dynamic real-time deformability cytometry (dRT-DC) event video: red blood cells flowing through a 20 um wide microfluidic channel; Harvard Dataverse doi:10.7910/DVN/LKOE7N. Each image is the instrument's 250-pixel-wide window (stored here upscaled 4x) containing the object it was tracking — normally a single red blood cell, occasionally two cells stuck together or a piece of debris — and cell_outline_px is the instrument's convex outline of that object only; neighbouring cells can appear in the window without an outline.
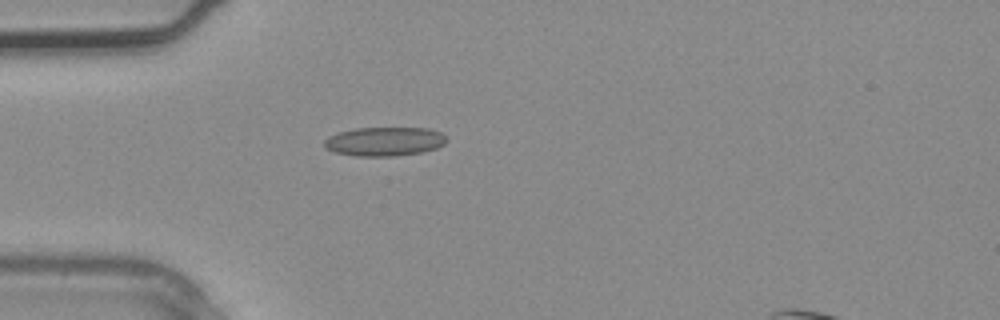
{"species": "common noctule bat (a hibernating species)", "species_latin": "Nyctalus noctula", "temperature_condition": "warm", "stored_images_in_passage": 2, "camera_frame_rate_fps": 3000, "um_per_image_px": 0.085, "animal": {"sex": "male", "body_mass_g": 20.4}, "frame": {"image": 1, "passage_image": 2, "time_ms": 0.333, "image_size_px": [1000, 320], "cell_outline_px": [[448, 140], [444, 144], [436, 148], [420, 152], [396, 156], [356, 156], [332, 152], [324, 148], [324, 140], [328, 136], [340, 132], [356, 128], [428, 128], [440, 132]], "centroid_in_image_um": [32.65, 12.03], "position_along_channel_um": 52.4, "area_um2": 20.69}}